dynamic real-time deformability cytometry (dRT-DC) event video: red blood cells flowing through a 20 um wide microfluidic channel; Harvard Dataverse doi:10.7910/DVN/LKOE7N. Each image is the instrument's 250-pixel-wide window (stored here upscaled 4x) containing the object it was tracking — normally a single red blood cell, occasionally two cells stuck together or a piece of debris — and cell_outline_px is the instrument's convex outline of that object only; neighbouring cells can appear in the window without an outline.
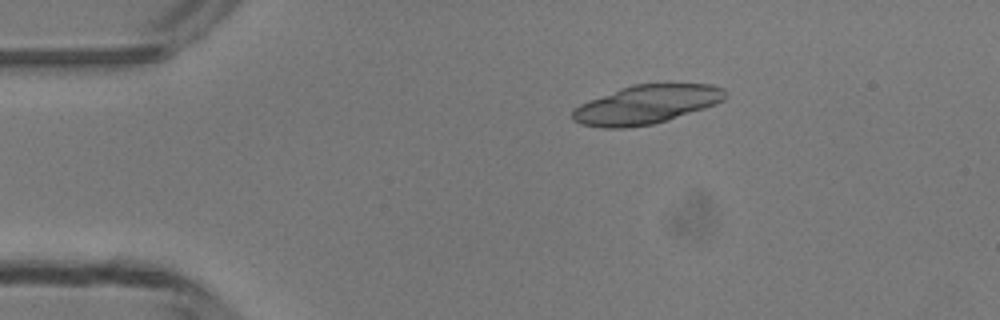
{"species": "common noctule bat (a hibernating species)", "species_latin": "Nyctalus noctula", "temperature_condition": "room temperature", "stored_images_in_passage": 35, "segment_of_instrument_passage": [1, 2], "camera_frame_rate_fps": 3000, "um_per_image_px": 0.085, "animal": {"sex": "male", "body_mass_g": 13.3}, "frame": {"image": 1, "passage_image": 4, "time_ms": 1.0, "image_size_px": [1000, 320], "cell_outline_px": [[728, 96], [724, 100], [716, 104], [668, 120], [652, 124], [628, 128], [600, 128], [580, 124], [572, 120], [572, 108], [588, 100], [620, 88], [632, 84], [712, 84], [724, 88], [728, 92]], "centroid_in_image_um": [54.93, 8.89], "position_along_channel_um": 30.1, "area_um2": 34.85}}